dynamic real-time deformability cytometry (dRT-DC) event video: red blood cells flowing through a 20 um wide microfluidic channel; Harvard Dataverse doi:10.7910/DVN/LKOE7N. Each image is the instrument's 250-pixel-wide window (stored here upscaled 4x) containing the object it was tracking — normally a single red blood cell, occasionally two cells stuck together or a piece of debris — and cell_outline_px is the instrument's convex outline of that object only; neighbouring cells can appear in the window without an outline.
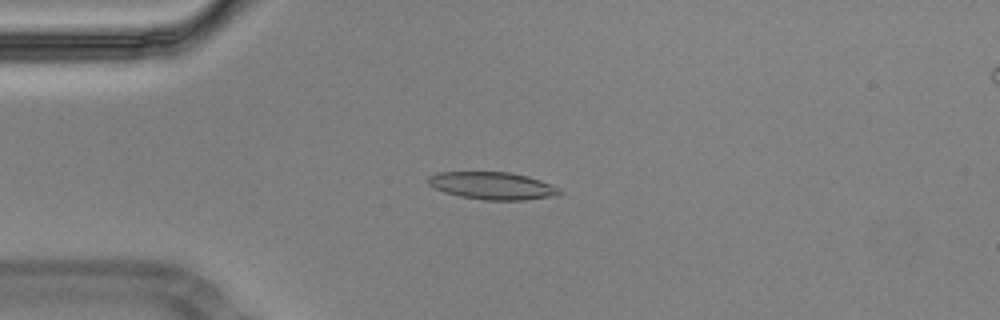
{"species": "Egyptian fruit bat (a non-hibernating species)", "species_latin": "Rousettus aegyptiacus", "temperature_condition": "cold", "stored_images_in_passage": 56, "camera_frame_rate_fps": 3000, "um_per_image_px": 0.085, "animal": {"sex": "male"}, "frame": {"image": 1, "passage_image": 14, "time_ms": 4.333, "image_size_px": [1000, 320], "cell_outline_px": [[564, 192], [552, 196], [524, 200], [484, 200], [460, 196], [444, 192], [428, 184], [428, 176], [436, 172], [508, 172], [528, 176], [540, 180], [560, 188]], "centroid_in_image_um": [41.85, 15.78], "position_along_channel_um": 43.1, "area_um2": 20.98}}
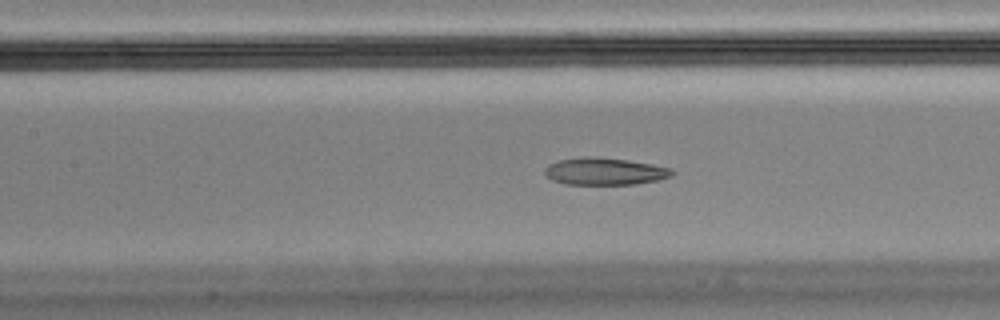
{"frame": {"image": 2, "passage_image": 25, "time_ms": 8.0, "image_size_px": [1000, 320], "cell_outline_px": [[676, 172], [672, 176], [656, 180], [636, 184], [564, 184], [552, 180], [544, 172], [544, 168], [548, 164], [560, 160], [584, 156], [588, 156], [628, 160], [652, 164], [672, 168]], "centroid_in_image_um": [51.41, 14.56], "position_along_channel_um": 156.0, "area_um2": 20.17}}
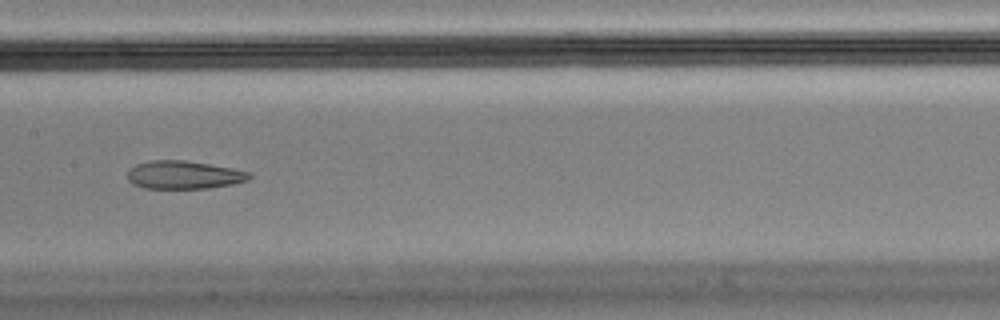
{"frame": {"image": 3, "passage_image": 28, "time_ms": 9.0, "image_size_px": [1000, 320], "cell_outline_px": [[252, 176], [248, 180], [232, 184], [208, 188], [144, 188], [132, 184], [128, 180], [128, 168], [136, 164], [148, 160], [184, 160], [232, 168], [252, 172]], "centroid_in_image_um": [15.61, 14.86], "position_along_channel_um": 191.8, "area_um2": 20.06}, "authors_computed_cell_mechanics": {"area_um2": 21.0392, "velocity_mm_per_s": 3.5821, "shape_relaxation_time_tau1_ms": null, "shape_relaxation_time_tau2_ms": 2.4234, "deformation_change_tau1": null, "deformation_change_tau2": 0.0948}}